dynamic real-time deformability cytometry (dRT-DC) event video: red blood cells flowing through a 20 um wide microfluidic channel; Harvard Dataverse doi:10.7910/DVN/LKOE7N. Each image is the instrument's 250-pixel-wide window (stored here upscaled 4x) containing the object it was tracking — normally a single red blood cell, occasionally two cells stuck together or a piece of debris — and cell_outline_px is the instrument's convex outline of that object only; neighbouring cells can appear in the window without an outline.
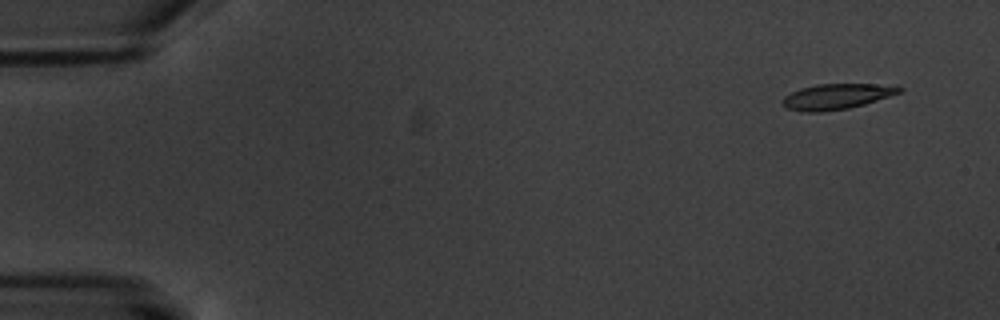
{"species": "common noctule bat (a hibernating species)", "species_latin": "Nyctalus noctula", "temperature_condition": "warm", "stored_images_in_passage": 6, "camera_frame_rate_fps": 3000, "um_per_image_px": 0.085, "animal": {"sex": "male", "body_mass_g": 20.1, "forearm_length_mm": 53.5}, "frame": {"image": 1, "passage_image": 1, "time_ms": 0.0, "image_size_px": [1000, 320], "cell_outline_px": [[904, 88], [900, 92], [864, 104], [848, 108], [820, 112], [804, 112], [788, 108], [780, 100], [784, 96], [800, 88], [816, 84], [896, 84]], "centroid_in_image_um": [71.13, 8.18], "position_along_channel_um": 13.9, "area_um2": 17.34}}
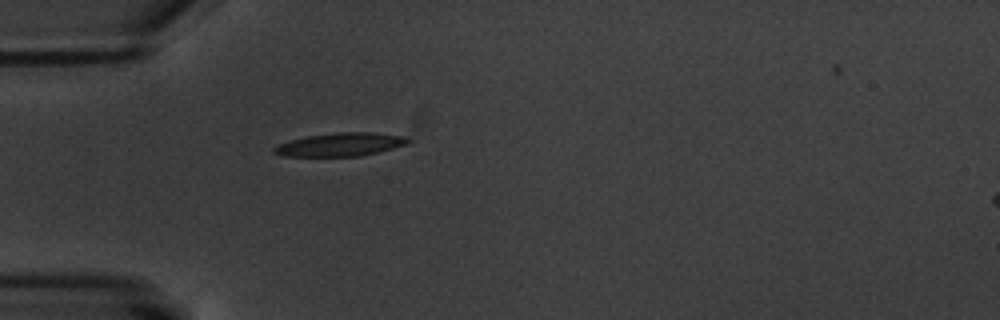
{"frame": {"image": 2, "passage_image": 5, "time_ms": 4.667, "image_size_px": [1000, 320], "cell_outline_px": [[412, 140], [408, 144], [360, 156], [284, 156], [272, 152], [272, 148], [280, 144], [292, 140], [308, 136], [340, 132], [372, 132], [404, 136]], "centroid_in_image_um": [28.96, 12.28], "position_along_channel_um": 56.0, "area_um2": 17.98}}